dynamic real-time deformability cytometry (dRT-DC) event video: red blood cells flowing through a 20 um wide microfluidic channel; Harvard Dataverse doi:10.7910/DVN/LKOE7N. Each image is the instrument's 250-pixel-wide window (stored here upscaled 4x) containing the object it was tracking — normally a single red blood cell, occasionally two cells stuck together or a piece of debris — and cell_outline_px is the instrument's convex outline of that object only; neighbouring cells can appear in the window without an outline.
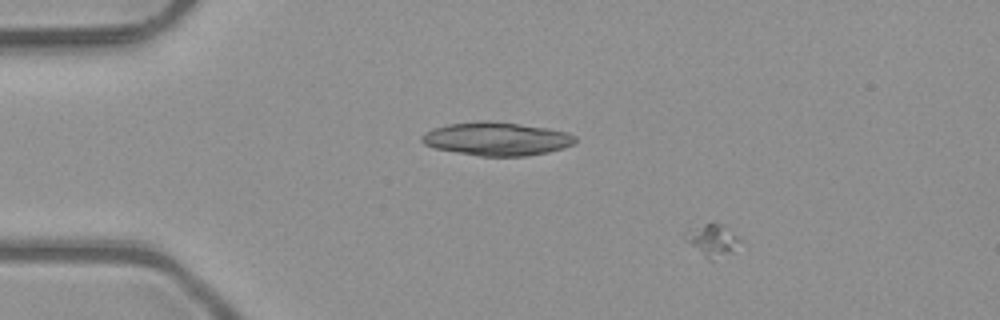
{"species": "common noctule bat (a hibernating species)", "species_latin": "Nyctalus noctula", "temperature_condition": "room temperature", "stored_images_in_passage": 3, "camera_frame_rate_fps": 3000, "um_per_image_px": 0.085, "animal": {"sex": "male", "body_mass_g": 23.1, "forearm_length_mm": 52.7}, "frame": {"image": 1, "passage_image": 1, "time_ms": 0.0, "image_size_px": [1000, 320], "cell_outline_px": [[740, 240], [732, 252], [712, 260], [708, 260], [684, 240], [684, 232], [688, 228], [704, 224], [724, 224]], "centroid_in_image_um": [60.48, 20.41], "position_along_channel_um": 24.5, "area_um2": 10.12}}